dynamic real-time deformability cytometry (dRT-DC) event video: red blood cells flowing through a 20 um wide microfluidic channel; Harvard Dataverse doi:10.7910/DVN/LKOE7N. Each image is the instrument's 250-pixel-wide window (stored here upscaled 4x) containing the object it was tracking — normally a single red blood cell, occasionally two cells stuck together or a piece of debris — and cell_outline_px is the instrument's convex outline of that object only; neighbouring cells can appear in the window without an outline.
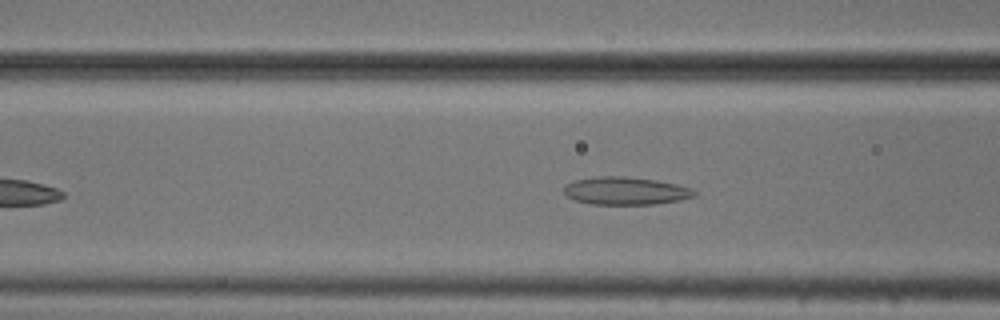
{"species": "common noctule bat (a hibernating species)", "species_latin": "Nyctalus noctula", "temperature_condition": "cold", "stored_images_in_passage": 45, "camera_frame_rate_fps": 3000, "um_per_image_px": 0.085, "animal": {"sex": "male", "body_mass_g": 20.5, "forearm_length_mm": 52.5}, "frame": {"image": 1, "passage_image": 15, "time_ms": 4.667, "image_size_px": [1000, 320], "cell_outline_px": [[696, 196], [680, 200], [656, 204], [592, 204], [576, 200], [568, 196], [564, 192], [564, 184], [576, 180], [600, 176], [624, 176], [656, 180], [676, 184], [692, 188], [696, 192]], "centroid_in_image_um": [53.2, 16.22], "position_along_channel_um": 113.4, "area_um2": 21.04}}
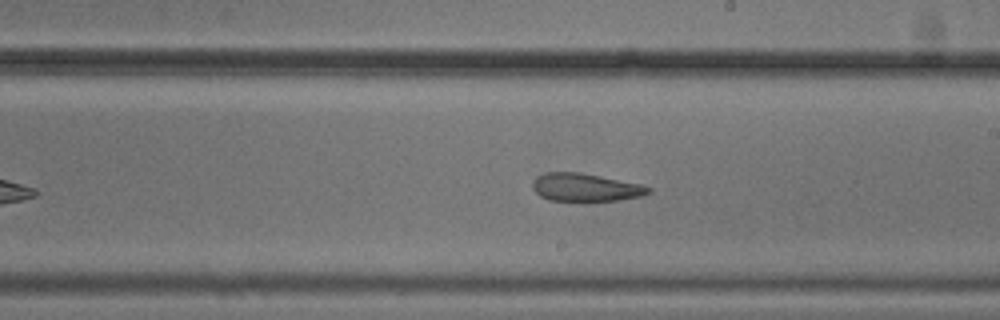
{"frame": {"image": 2, "passage_image": 25, "time_ms": 8.0, "image_size_px": [1000, 320], "cell_outline_px": [[652, 192], [644, 196], [596, 204], [584, 204], [548, 200], [540, 196], [532, 188], [532, 180], [536, 176], [544, 172], [580, 172], [640, 184], [652, 188]], "centroid_in_image_um": [49.76, 15.99], "position_along_channel_um": 239.2, "area_um2": 20.11}}
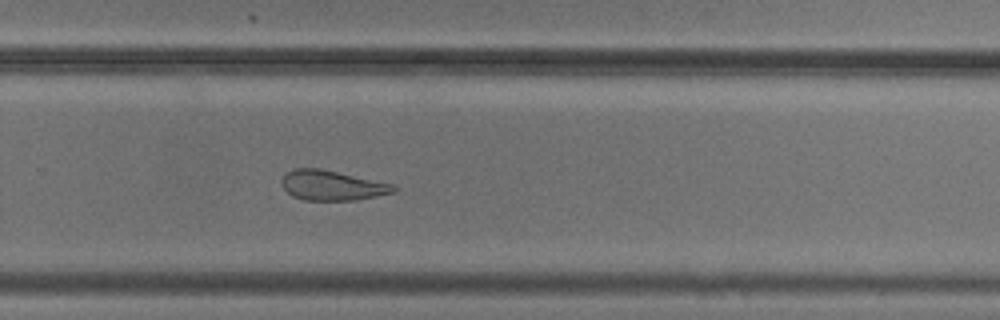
{"frame": {"image": 3, "passage_image": 30, "time_ms": 9.667, "image_size_px": [1000, 320], "cell_outline_px": [[396, 192], [356, 200], [304, 200], [292, 196], [284, 188], [280, 180], [292, 168], [320, 168], [392, 184], [396, 188]], "centroid_in_image_um": [28.2, 15.76], "position_along_channel_um": 301.6, "area_um2": 19.36}, "authors_computed_cell_mechanics": {"area_um2": 21.5016, "velocity_mm_per_s": 3.7678, "shape_relaxation_time_tau1_ms": null, "shape_relaxation_time_tau2_ms": 5.1447, "deformation_change_tau1": null, "deformation_change_tau2": 0.1451}}